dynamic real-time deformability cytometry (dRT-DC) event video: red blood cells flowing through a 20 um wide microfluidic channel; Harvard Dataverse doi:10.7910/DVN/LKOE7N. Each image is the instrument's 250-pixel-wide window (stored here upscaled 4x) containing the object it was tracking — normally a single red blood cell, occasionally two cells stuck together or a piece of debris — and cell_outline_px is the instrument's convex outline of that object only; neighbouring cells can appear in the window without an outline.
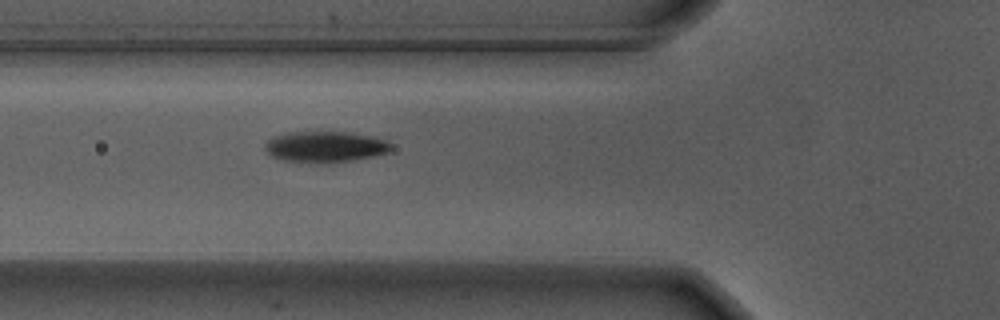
{"species": "Egyptian fruit bat (a non-hibernating species)", "species_latin": "Rousettus aegyptiacus", "temperature_condition": "warm", "stored_images_in_passage": 9, "camera_frame_rate_fps": 3000, "um_per_image_px": 0.085, "animal": {"sex": "male"}, "frame": {"image": 1, "passage_image": 3, "time_ms": 0.667, "image_size_px": [1000, 320], "cell_outline_px": [[392, 148], [388, 152], [372, 156], [352, 160], [284, 160], [272, 156], [264, 148], [264, 144], [272, 136], [288, 132], [352, 132], [372, 136], [384, 140], [392, 144]], "centroid_in_image_um": [27.64, 12.42], "position_along_channel_um": 98.2, "area_um2": 21.91}}
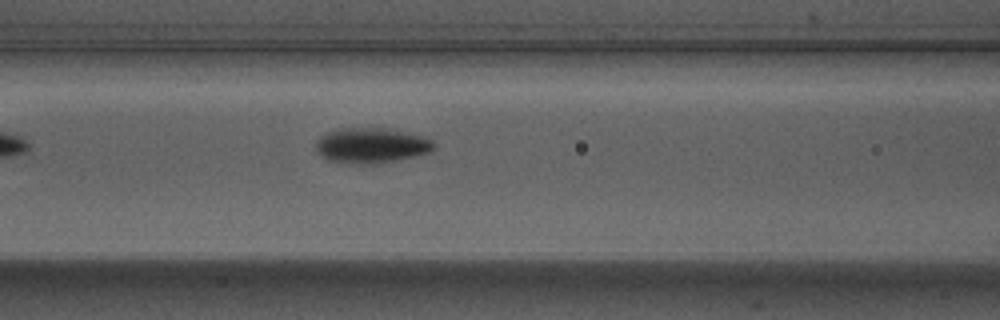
{"frame": {"image": 2, "passage_image": 6, "time_ms": 1.667, "image_size_px": [1000, 320], "cell_outline_px": [[436, 144], [428, 152], [412, 156], [372, 164], [344, 164], [328, 160], [320, 156], [316, 152], [316, 140], [320, 136], [328, 132], [344, 128], [392, 128], [420, 136], [432, 140]], "centroid_in_image_um": [31.48, 12.36], "position_along_channel_um": 135.1, "area_um2": 24.16}}